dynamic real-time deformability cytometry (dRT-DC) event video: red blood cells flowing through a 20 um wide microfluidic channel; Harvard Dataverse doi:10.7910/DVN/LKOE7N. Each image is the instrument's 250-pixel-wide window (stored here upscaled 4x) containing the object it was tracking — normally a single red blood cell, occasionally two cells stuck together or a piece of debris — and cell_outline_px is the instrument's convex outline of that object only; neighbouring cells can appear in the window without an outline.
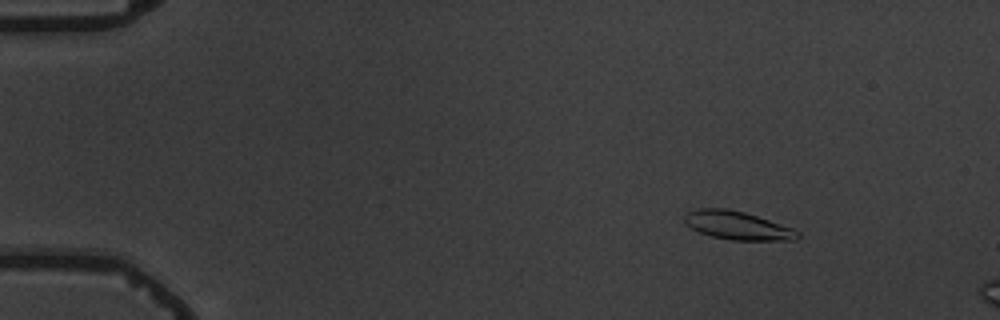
{"species": "common noctule bat (a hibernating species)", "species_latin": "Nyctalus noctula", "temperature_condition": "warm", "stored_images_in_passage": 6, "camera_frame_rate_fps": 3000, "um_per_image_px": 0.085, "animal": {"sex": "male", "body_mass_g": 19.5, "forearm_length_mm": 54.6}, "frame": {"image": 1, "passage_image": 3, "time_ms": 2.333, "image_size_px": [1000, 320], "cell_outline_px": [[800, 236], [796, 240], [732, 240], [712, 236], [700, 232], [692, 228], [684, 220], [684, 216], [688, 212], [700, 208], [724, 208], [744, 212], [792, 228], [800, 232]], "centroid_in_image_um": [62.7, 19.17], "position_along_channel_um": 22.3, "area_um2": 18.38}}